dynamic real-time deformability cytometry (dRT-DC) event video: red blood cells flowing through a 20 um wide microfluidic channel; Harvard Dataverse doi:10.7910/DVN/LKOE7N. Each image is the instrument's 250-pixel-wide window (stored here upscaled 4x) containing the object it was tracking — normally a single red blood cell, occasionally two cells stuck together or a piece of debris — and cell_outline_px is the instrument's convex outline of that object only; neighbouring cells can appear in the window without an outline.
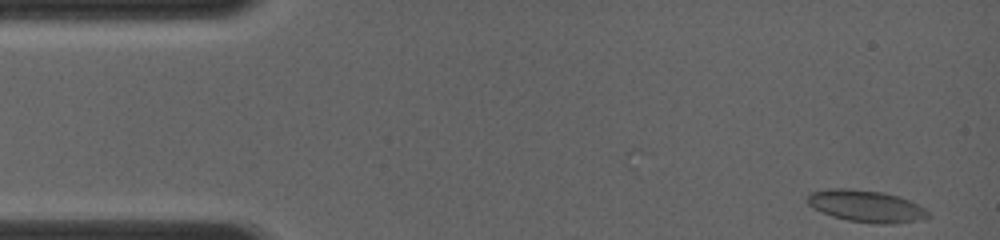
{"species": "common noctule bat (a hibernating species)", "species_latin": "Nyctalus noctula", "temperature_condition": "room temperature", "stored_images_in_passage": 20, "camera_frame_rate_fps": 4000, "um_per_image_px": 0.085, "animal": {"sex": "female", "body_mass_g": 19.0, "forearm_length_mm": 56.7}, "frame": {"image": 1, "passage_image": 1, "time_ms": 0.0, "image_size_px": [1000, 240], "cell_outline_px": [[932, 216], [924, 220], [892, 224], [880, 224], [848, 220], [832, 216], [812, 208], [808, 204], [808, 192], [828, 188], [848, 188], [884, 192], [900, 196], [924, 208]], "centroid_in_image_um": [73.63, 17.52], "position_along_channel_um": 11.4, "area_um2": 22.72}}
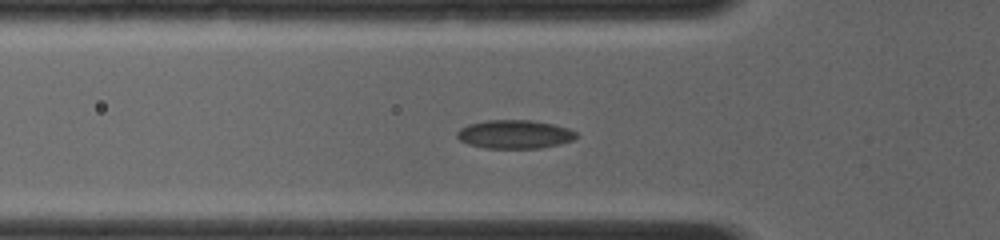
{"frame": {"image": 2, "passage_image": 13, "time_ms": 4.0, "image_size_px": [1000, 240], "cell_outline_px": [[576, 136], [572, 140], [560, 144], [540, 148], [484, 148], [468, 144], [460, 140], [456, 136], [456, 132], [460, 128], [468, 124], [488, 120], [532, 120], [552, 124], [568, 128], [576, 132]], "centroid_in_image_um": [43.71, 11.41], "position_along_channel_um": 82.1, "area_um2": 19.83}}
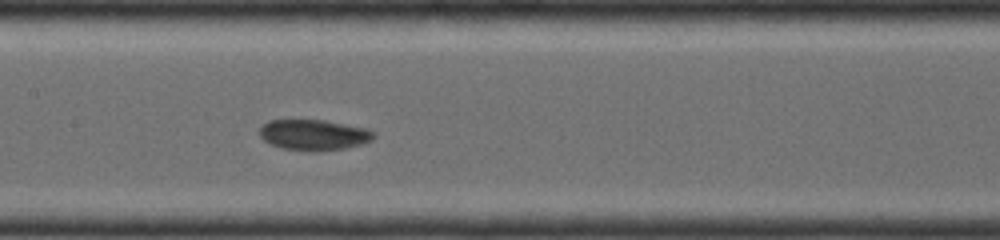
{"frame": {"image": 3, "passage_image": 20, "time_ms": 6.25, "image_size_px": [1000, 240], "cell_outline_px": [[376, 136], [372, 140], [364, 144], [344, 148], [316, 152], [312, 152], [280, 148], [264, 140], [260, 136], [260, 128], [268, 120], [324, 120], [364, 128], [376, 132]], "centroid_in_image_um": [26.69, 11.48], "position_along_channel_um": 180.7, "area_um2": 20.52}}